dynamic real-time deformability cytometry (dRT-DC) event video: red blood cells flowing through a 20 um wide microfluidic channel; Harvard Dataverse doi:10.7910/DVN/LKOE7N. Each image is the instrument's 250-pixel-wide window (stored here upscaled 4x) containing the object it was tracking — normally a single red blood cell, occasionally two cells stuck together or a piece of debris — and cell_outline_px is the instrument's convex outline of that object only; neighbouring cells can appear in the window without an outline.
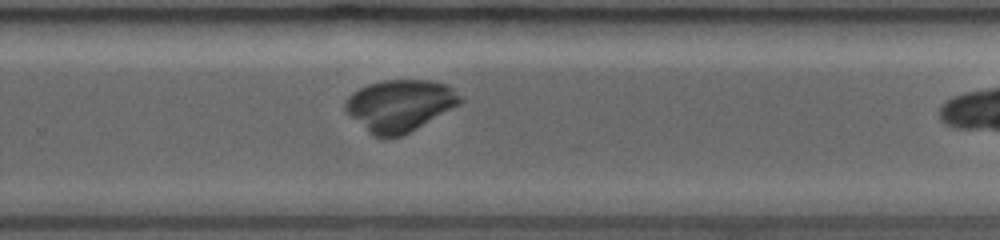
{"species": "common noctule bat (a hibernating species)", "species_latin": "Nyctalus noctula", "temperature_condition": "room temperature", "stored_images_in_passage": 16, "camera_frame_rate_fps": 3000, "um_per_image_px": 0.085, "animal": {"sex": "female", "body_mass_g": 19.0, "forearm_length_mm": 53.3}, "frame": {"image": 1, "passage_image": 13, "time_ms": 6.333, "image_size_px": [1000, 240], "cell_outline_px": [[464, 100], [460, 104], [416, 128], [400, 136], [384, 140], [372, 136], [344, 112], [344, 104], [348, 96], [352, 92], [368, 84], [380, 80], [432, 80], [448, 84], [464, 96]], "centroid_in_image_um": [33.96, 8.97], "position_along_channel_um": 295.8, "area_um2": 35.26}}
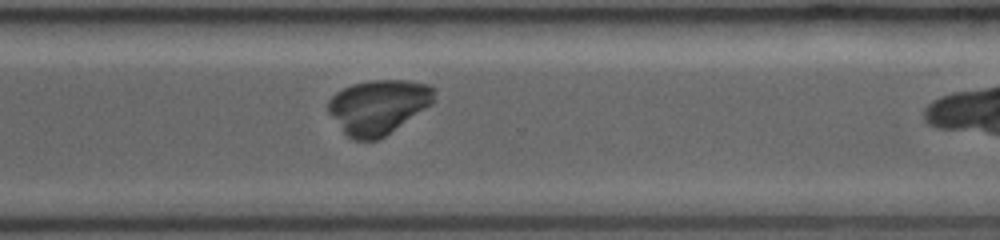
{"frame": {"image": 2, "passage_image": 15, "time_ms": 7.333, "image_size_px": [1000, 240], "cell_outline_px": [[436, 100], [432, 104], [384, 136], [376, 140], [352, 140], [344, 132], [328, 112], [328, 100], [336, 92], [352, 84], [372, 80], [408, 80], [428, 84], [436, 88]], "centroid_in_image_um": [32.18, 9.05], "position_along_channel_um": 338.4, "area_um2": 33.58}}